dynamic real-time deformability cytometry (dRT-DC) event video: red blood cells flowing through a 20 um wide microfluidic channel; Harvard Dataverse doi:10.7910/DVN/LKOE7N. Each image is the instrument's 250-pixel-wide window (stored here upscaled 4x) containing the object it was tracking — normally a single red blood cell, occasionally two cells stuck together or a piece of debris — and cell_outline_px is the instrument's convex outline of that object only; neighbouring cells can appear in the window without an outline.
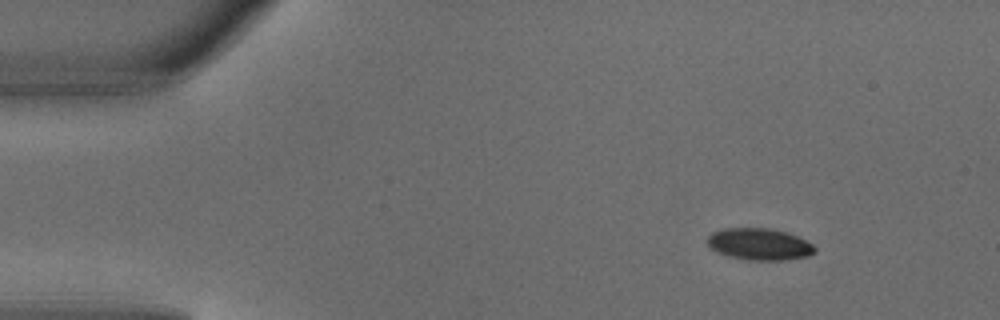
{"species": "common noctule bat (a hibernating species)", "species_latin": "Nyctalus noctula", "temperature_condition": "warm", "stored_images_in_passage": 3, "camera_frame_rate_fps": 3000, "um_per_image_px": 0.085, "animal": {"sex": "male", "body_mass_g": 18.8}, "frame": {"image": 1, "passage_image": 1, "time_ms": 0.0, "image_size_px": [1000, 320], "cell_outline_px": [[816, 252], [808, 256], [784, 260], [748, 260], [728, 256], [716, 252], [708, 244], [708, 236], [712, 232], [724, 228], [768, 228], [784, 232], [796, 236], [812, 244], [816, 248]], "centroid_in_image_um": [64.53, 20.76], "position_along_channel_um": 20.5, "area_um2": 19.77}}